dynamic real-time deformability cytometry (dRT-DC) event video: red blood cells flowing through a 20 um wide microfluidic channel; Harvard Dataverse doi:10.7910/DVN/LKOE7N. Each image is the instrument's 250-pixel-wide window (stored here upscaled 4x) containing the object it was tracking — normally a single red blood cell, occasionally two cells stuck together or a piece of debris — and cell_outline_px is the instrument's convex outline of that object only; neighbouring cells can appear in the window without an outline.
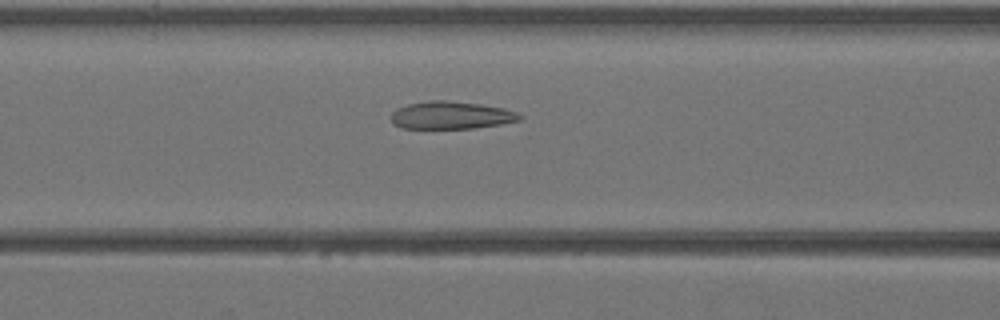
{"species": "Egyptian fruit bat (a non-hibernating species)", "species_latin": "Rousettus aegyptiacus", "temperature_condition": "warm", "stored_images_in_passage": 43, "camera_frame_rate_fps": 3000, "um_per_image_px": 0.085, "animal": {"sex": "female"}, "frame": {"image": 1, "passage_image": 18, "time_ms": 5.667, "image_size_px": [1000, 320], "cell_outline_px": [[524, 116], [520, 120], [500, 124], [476, 128], [400, 128], [392, 124], [392, 112], [396, 108], [408, 104], [432, 100], [448, 100], [480, 104], [504, 108], [516, 112]], "centroid_in_image_um": [38.34, 9.79], "position_along_channel_um": 128.3, "area_um2": 20.75}}
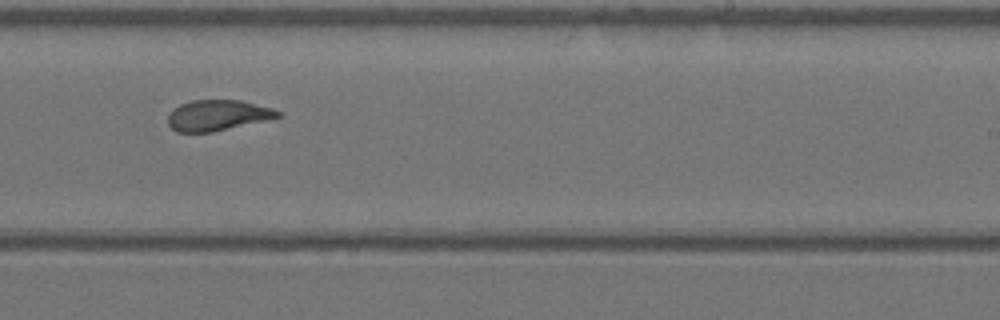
{"frame": {"image": 2, "passage_image": 27, "time_ms": 8.667, "image_size_px": [1000, 320], "cell_outline_px": [[284, 116], [268, 120], [212, 132], [176, 132], [168, 124], [168, 116], [180, 104], [192, 100], [240, 100], [272, 108], [284, 112]], "centroid_in_image_um": [18.56, 9.8], "position_along_channel_um": 270.4, "area_um2": 19.71}}
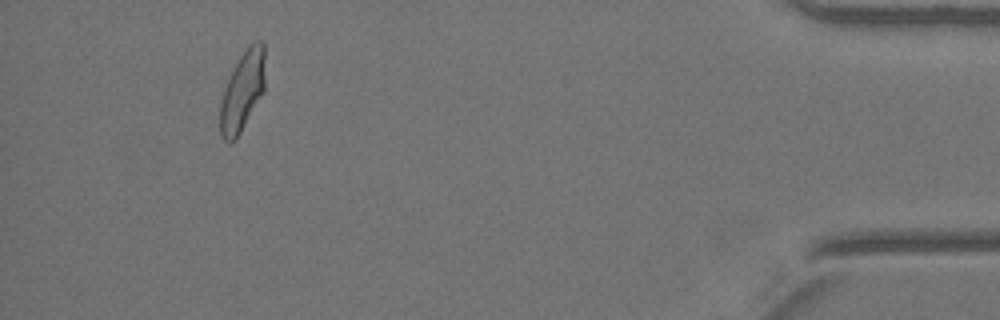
{"frame": {"image": 3, "passage_image": 40, "time_ms": 13.0, "image_size_px": [1000, 320], "cell_outline_px": [[264, 92], [236, 140], [232, 144], [228, 144], [220, 136], [220, 100], [224, 88], [240, 56], [248, 44], [256, 40], [260, 40], [264, 44]], "centroid_in_image_um": [20.6, 7.79], "position_along_channel_um": 414.6, "area_um2": 21.1}}